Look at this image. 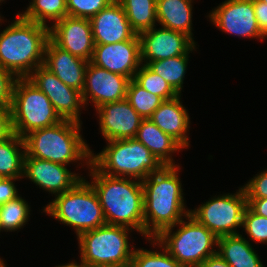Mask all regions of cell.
<instances>
[{
  "label": "cell",
  "instance_id": "cell-1",
  "mask_svg": "<svg viewBox=\"0 0 267 267\" xmlns=\"http://www.w3.org/2000/svg\"><path fill=\"white\" fill-rule=\"evenodd\" d=\"M179 165L164 166L142 181L144 193V237L154 239L163 230L187 217Z\"/></svg>",
  "mask_w": 267,
  "mask_h": 267
},
{
  "label": "cell",
  "instance_id": "cell-2",
  "mask_svg": "<svg viewBox=\"0 0 267 267\" xmlns=\"http://www.w3.org/2000/svg\"><path fill=\"white\" fill-rule=\"evenodd\" d=\"M89 167L90 184L98 195L106 224L135 229L144 236L142 181L105 175L92 163Z\"/></svg>",
  "mask_w": 267,
  "mask_h": 267
},
{
  "label": "cell",
  "instance_id": "cell-3",
  "mask_svg": "<svg viewBox=\"0 0 267 267\" xmlns=\"http://www.w3.org/2000/svg\"><path fill=\"white\" fill-rule=\"evenodd\" d=\"M49 39L50 27L17 14V19L0 33V67L16 78H27L43 65Z\"/></svg>",
  "mask_w": 267,
  "mask_h": 267
},
{
  "label": "cell",
  "instance_id": "cell-4",
  "mask_svg": "<svg viewBox=\"0 0 267 267\" xmlns=\"http://www.w3.org/2000/svg\"><path fill=\"white\" fill-rule=\"evenodd\" d=\"M81 129V123L62 120L53 126L31 131L23 137L25 156L62 165L85 160L89 168L92 151L82 138Z\"/></svg>",
  "mask_w": 267,
  "mask_h": 267
},
{
  "label": "cell",
  "instance_id": "cell-5",
  "mask_svg": "<svg viewBox=\"0 0 267 267\" xmlns=\"http://www.w3.org/2000/svg\"><path fill=\"white\" fill-rule=\"evenodd\" d=\"M103 151L91 155V163L103 174L143 181L164 165L135 138L109 140Z\"/></svg>",
  "mask_w": 267,
  "mask_h": 267
},
{
  "label": "cell",
  "instance_id": "cell-6",
  "mask_svg": "<svg viewBox=\"0 0 267 267\" xmlns=\"http://www.w3.org/2000/svg\"><path fill=\"white\" fill-rule=\"evenodd\" d=\"M43 211L73 227L77 237L83 232L106 225L98 195L84 178L72 189L56 195Z\"/></svg>",
  "mask_w": 267,
  "mask_h": 267
},
{
  "label": "cell",
  "instance_id": "cell-7",
  "mask_svg": "<svg viewBox=\"0 0 267 267\" xmlns=\"http://www.w3.org/2000/svg\"><path fill=\"white\" fill-rule=\"evenodd\" d=\"M130 230L106 224L81 233L77 237L81 263L86 267L130 265L134 252L128 242Z\"/></svg>",
  "mask_w": 267,
  "mask_h": 267
},
{
  "label": "cell",
  "instance_id": "cell-8",
  "mask_svg": "<svg viewBox=\"0 0 267 267\" xmlns=\"http://www.w3.org/2000/svg\"><path fill=\"white\" fill-rule=\"evenodd\" d=\"M176 226L180 227L172 233L173 227L163 230L154 239L183 267H200L210 256L217 253L218 238L191 215Z\"/></svg>",
  "mask_w": 267,
  "mask_h": 267
},
{
  "label": "cell",
  "instance_id": "cell-9",
  "mask_svg": "<svg viewBox=\"0 0 267 267\" xmlns=\"http://www.w3.org/2000/svg\"><path fill=\"white\" fill-rule=\"evenodd\" d=\"M10 111L13 133L22 138L62 121L49 98L28 78L16 79Z\"/></svg>",
  "mask_w": 267,
  "mask_h": 267
},
{
  "label": "cell",
  "instance_id": "cell-10",
  "mask_svg": "<svg viewBox=\"0 0 267 267\" xmlns=\"http://www.w3.org/2000/svg\"><path fill=\"white\" fill-rule=\"evenodd\" d=\"M237 191L233 195L228 193L214 197L198 208L190 210L189 215L217 238L240 234L236 228L242 227L247 199L242 187Z\"/></svg>",
  "mask_w": 267,
  "mask_h": 267
},
{
  "label": "cell",
  "instance_id": "cell-11",
  "mask_svg": "<svg viewBox=\"0 0 267 267\" xmlns=\"http://www.w3.org/2000/svg\"><path fill=\"white\" fill-rule=\"evenodd\" d=\"M51 101L62 120L80 122V108L84 107L81 92L67 86L43 65L37 67L28 77Z\"/></svg>",
  "mask_w": 267,
  "mask_h": 267
},
{
  "label": "cell",
  "instance_id": "cell-12",
  "mask_svg": "<svg viewBox=\"0 0 267 267\" xmlns=\"http://www.w3.org/2000/svg\"><path fill=\"white\" fill-rule=\"evenodd\" d=\"M210 21L228 34L265 39L254 12L253 0H226L209 14Z\"/></svg>",
  "mask_w": 267,
  "mask_h": 267
},
{
  "label": "cell",
  "instance_id": "cell-13",
  "mask_svg": "<svg viewBox=\"0 0 267 267\" xmlns=\"http://www.w3.org/2000/svg\"><path fill=\"white\" fill-rule=\"evenodd\" d=\"M90 62L131 80L142 65L140 39L113 44H96Z\"/></svg>",
  "mask_w": 267,
  "mask_h": 267
},
{
  "label": "cell",
  "instance_id": "cell-14",
  "mask_svg": "<svg viewBox=\"0 0 267 267\" xmlns=\"http://www.w3.org/2000/svg\"><path fill=\"white\" fill-rule=\"evenodd\" d=\"M141 42V61L148 64L187 54L196 43L183 32L156 27L139 34ZM144 62V63H143Z\"/></svg>",
  "mask_w": 267,
  "mask_h": 267
},
{
  "label": "cell",
  "instance_id": "cell-15",
  "mask_svg": "<svg viewBox=\"0 0 267 267\" xmlns=\"http://www.w3.org/2000/svg\"><path fill=\"white\" fill-rule=\"evenodd\" d=\"M129 81L128 77L100 68L89 61L81 92L84 106L88 104L89 98L95 108L126 99Z\"/></svg>",
  "mask_w": 267,
  "mask_h": 267
},
{
  "label": "cell",
  "instance_id": "cell-16",
  "mask_svg": "<svg viewBox=\"0 0 267 267\" xmlns=\"http://www.w3.org/2000/svg\"><path fill=\"white\" fill-rule=\"evenodd\" d=\"M50 39L72 55L91 61L95 44L90 19L67 15L50 27Z\"/></svg>",
  "mask_w": 267,
  "mask_h": 267
},
{
  "label": "cell",
  "instance_id": "cell-17",
  "mask_svg": "<svg viewBox=\"0 0 267 267\" xmlns=\"http://www.w3.org/2000/svg\"><path fill=\"white\" fill-rule=\"evenodd\" d=\"M102 136L109 140L135 138L143 118L124 99L96 108Z\"/></svg>",
  "mask_w": 267,
  "mask_h": 267
},
{
  "label": "cell",
  "instance_id": "cell-18",
  "mask_svg": "<svg viewBox=\"0 0 267 267\" xmlns=\"http://www.w3.org/2000/svg\"><path fill=\"white\" fill-rule=\"evenodd\" d=\"M67 165L53 163L35 157L25 156L23 177L49 193L59 195L72 189L83 177L72 173Z\"/></svg>",
  "mask_w": 267,
  "mask_h": 267
},
{
  "label": "cell",
  "instance_id": "cell-19",
  "mask_svg": "<svg viewBox=\"0 0 267 267\" xmlns=\"http://www.w3.org/2000/svg\"><path fill=\"white\" fill-rule=\"evenodd\" d=\"M94 44H113L130 39H140L132 29L126 13L118 0L90 19Z\"/></svg>",
  "mask_w": 267,
  "mask_h": 267
},
{
  "label": "cell",
  "instance_id": "cell-20",
  "mask_svg": "<svg viewBox=\"0 0 267 267\" xmlns=\"http://www.w3.org/2000/svg\"><path fill=\"white\" fill-rule=\"evenodd\" d=\"M43 66L67 86L82 92L88 61L61 49L49 39L45 48Z\"/></svg>",
  "mask_w": 267,
  "mask_h": 267
},
{
  "label": "cell",
  "instance_id": "cell-21",
  "mask_svg": "<svg viewBox=\"0 0 267 267\" xmlns=\"http://www.w3.org/2000/svg\"><path fill=\"white\" fill-rule=\"evenodd\" d=\"M181 95L164 100L153 112L150 119L166 134L172 136L184 148L189 146L187 131L190 118L186 108L180 102Z\"/></svg>",
  "mask_w": 267,
  "mask_h": 267
},
{
  "label": "cell",
  "instance_id": "cell-22",
  "mask_svg": "<svg viewBox=\"0 0 267 267\" xmlns=\"http://www.w3.org/2000/svg\"><path fill=\"white\" fill-rule=\"evenodd\" d=\"M135 139L145 145L164 166H175L172 153L184 147L164 133L150 118L143 119Z\"/></svg>",
  "mask_w": 267,
  "mask_h": 267
},
{
  "label": "cell",
  "instance_id": "cell-23",
  "mask_svg": "<svg viewBox=\"0 0 267 267\" xmlns=\"http://www.w3.org/2000/svg\"><path fill=\"white\" fill-rule=\"evenodd\" d=\"M192 0H157V22L166 29L183 32L193 38Z\"/></svg>",
  "mask_w": 267,
  "mask_h": 267
},
{
  "label": "cell",
  "instance_id": "cell-24",
  "mask_svg": "<svg viewBox=\"0 0 267 267\" xmlns=\"http://www.w3.org/2000/svg\"><path fill=\"white\" fill-rule=\"evenodd\" d=\"M249 242L241 234L221 236L217 240V253L231 267H264Z\"/></svg>",
  "mask_w": 267,
  "mask_h": 267
},
{
  "label": "cell",
  "instance_id": "cell-25",
  "mask_svg": "<svg viewBox=\"0 0 267 267\" xmlns=\"http://www.w3.org/2000/svg\"><path fill=\"white\" fill-rule=\"evenodd\" d=\"M23 150V151H22ZM24 139L13 133L0 142V176L2 178H23Z\"/></svg>",
  "mask_w": 267,
  "mask_h": 267
},
{
  "label": "cell",
  "instance_id": "cell-26",
  "mask_svg": "<svg viewBox=\"0 0 267 267\" xmlns=\"http://www.w3.org/2000/svg\"><path fill=\"white\" fill-rule=\"evenodd\" d=\"M126 13L132 29L139 35L155 27L157 0H118Z\"/></svg>",
  "mask_w": 267,
  "mask_h": 267
},
{
  "label": "cell",
  "instance_id": "cell-27",
  "mask_svg": "<svg viewBox=\"0 0 267 267\" xmlns=\"http://www.w3.org/2000/svg\"><path fill=\"white\" fill-rule=\"evenodd\" d=\"M194 46L187 54L180 55L176 57H171L163 60L152 61L147 64V66L155 73L160 75L167 83L172 87V89L181 95V90L183 87L184 76L186 74L187 64L189 54Z\"/></svg>",
  "mask_w": 267,
  "mask_h": 267
},
{
  "label": "cell",
  "instance_id": "cell-28",
  "mask_svg": "<svg viewBox=\"0 0 267 267\" xmlns=\"http://www.w3.org/2000/svg\"><path fill=\"white\" fill-rule=\"evenodd\" d=\"M24 19L48 26L46 19L56 22L67 16L66 0H32L27 10L19 13Z\"/></svg>",
  "mask_w": 267,
  "mask_h": 267
},
{
  "label": "cell",
  "instance_id": "cell-29",
  "mask_svg": "<svg viewBox=\"0 0 267 267\" xmlns=\"http://www.w3.org/2000/svg\"><path fill=\"white\" fill-rule=\"evenodd\" d=\"M30 207L28 202L18 196L0 205V232L17 231L28 222Z\"/></svg>",
  "mask_w": 267,
  "mask_h": 267
},
{
  "label": "cell",
  "instance_id": "cell-30",
  "mask_svg": "<svg viewBox=\"0 0 267 267\" xmlns=\"http://www.w3.org/2000/svg\"><path fill=\"white\" fill-rule=\"evenodd\" d=\"M126 100L143 119L150 118L164 101L160 96L144 89L134 79L129 81Z\"/></svg>",
  "mask_w": 267,
  "mask_h": 267
},
{
  "label": "cell",
  "instance_id": "cell-31",
  "mask_svg": "<svg viewBox=\"0 0 267 267\" xmlns=\"http://www.w3.org/2000/svg\"><path fill=\"white\" fill-rule=\"evenodd\" d=\"M152 245L160 246L162 251H149L147 249H135L131 259L130 267H183L173 258L155 239H148Z\"/></svg>",
  "mask_w": 267,
  "mask_h": 267
},
{
  "label": "cell",
  "instance_id": "cell-32",
  "mask_svg": "<svg viewBox=\"0 0 267 267\" xmlns=\"http://www.w3.org/2000/svg\"><path fill=\"white\" fill-rule=\"evenodd\" d=\"M140 86L163 100L178 96L164 78L153 72L146 64H142L133 78Z\"/></svg>",
  "mask_w": 267,
  "mask_h": 267
},
{
  "label": "cell",
  "instance_id": "cell-33",
  "mask_svg": "<svg viewBox=\"0 0 267 267\" xmlns=\"http://www.w3.org/2000/svg\"><path fill=\"white\" fill-rule=\"evenodd\" d=\"M242 227L253 242L267 243V218L254 213L248 206L244 212Z\"/></svg>",
  "mask_w": 267,
  "mask_h": 267
},
{
  "label": "cell",
  "instance_id": "cell-34",
  "mask_svg": "<svg viewBox=\"0 0 267 267\" xmlns=\"http://www.w3.org/2000/svg\"><path fill=\"white\" fill-rule=\"evenodd\" d=\"M114 0H66L67 15L91 19Z\"/></svg>",
  "mask_w": 267,
  "mask_h": 267
},
{
  "label": "cell",
  "instance_id": "cell-35",
  "mask_svg": "<svg viewBox=\"0 0 267 267\" xmlns=\"http://www.w3.org/2000/svg\"><path fill=\"white\" fill-rule=\"evenodd\" d=\"M256 175L242 187L246 199L267 198V170Z\"/></svg>",
  "mask_w": 267,
  "mask_h": 267
},
{
  "label": "cell",
  "instance_id": "cell-36",
  "mask_svg": "<svg viewBox=\"0 0 267 267\" xmlns=\"http://www.w3.org/2000/svg\"><path fill=\"white\" fill-rule=\"evenodd\" d=\"M16 77L0 67V107L10 108Z\"/></svg>",
  "mask_w": 267,
  "mask_h": 267
},
{
  "label": "cell",
  "instance_id": "cell-37",
  "mask_svg": "<svg viewBox=\"0 0 267 267\" xmlns=\"http://www.w3.org/2000/svg\"><path fill=\"white\" fill-rule=\"evenodd\" d=\"M18 178H2L0 180V205L19 196L14 181Z\"/></svg>",
  "mask_w": 267,
  "mask_h": 267
},
{
  "label": "cell",
  "instance_id": "cell-38",
  "mask_svg": "<svg viewBox=\"0 0 267 267\" xmlns=\"http://www.w3.org/2000/svg\"><path fill=\"white\" fill-rule=\"evenodd\" d=\"M13 134L10 108L0 107V142Z\"/></svg>",
  "mask_w": 267,
  "mask_h": 267
},
{
  "label": "cell",
  "instance_id": "cell-39",
  "mask_svg": "<svg viewBox=\"0 0 267 267\" xmlns=\"http://www.w3.org/2000/svg\"><path fill=\"white\" fill-rule=\"evenodd\" d=\"M253 5L259 28L267 36V4L253 0Z\"/></svg>",
  "mask_w": 267,
  "mask_h": 267
},
{
  "label": "cell",
  "instance_id": "cell-40",
  "mask_svg": "<svg viewBox=\"0 0 267 267\" xmlns=\"http://www.w3.org/2000/svg\"><path fill=\"white\" fill-rule=\"evenodd\" d=\"M247 206L254 213L267 218V198L247 199Z\"/></svg>",
  "mask_w": 267,
  "mask_h": 267
},
{
  "label": "cell",
  "instance_id": "cell-41",
  "mask_svg": "<svg viewBox=\"0 0 267 267\" xmlns=\"http://www.w3.org/2000/svg\"><path fill=\"white\" fill-rule=\"evenodd\" d=\"M200 267H231L218 253L208 257Z\"/></svg>",
  "mask_w": 267,
  "mask_h": 267
},
{
  "label": "cell",
  "instance_id": "cell-42",
  "mask_svg": "<svg viewBox=\"0 0 267 267\" xmlns=\"http://www.w3.org/2000/svg\"><path fill=\"white\" fill-rule=\"evenodd\" d=\"M56 267H86L85 265H83L81 262H80V264L78 263H76V261L75 262H71V263H68V264H66V265H59V266H56Z\"/></svg>",
  "mask_w": 267,
  "mask_h": 267
},
{
  "label": "cell",
  "instance_id": "cell-43",
  "mask_svg": "<svg viewBox=\"0 0 267 267\" xmlns=\"http://www.w3.org/2000/svg\"><path fill=\"white\" fill-rule=\"evenodd\" d=\"M0 267H6V265L4 264V261L2 259L0 260Z\"/></svg>",
  "mask_w": 267,
  "mask_h": 267
},
{
  "label": "cell",
  "instance_id": "cell-44",
  "mask_svg": "<svg viewBox=\"0 0 267 267\" xmlns=\"http://www.w3.org/2000/svg\"><path fill=\"white\" fill-rule=\"evenodd\" d=\"M106 267H130V265H124V266H106Z\"/></svg>",
  "mask_w": 267,
  "mask_h": 267
},
{
  "label": "cell",
  "instance_id": "cell-45",
  "mask_svg": "<svg viewBox=\"0 0 267 267\" xmlns=\"http://www.w3.org/2000/svg\"><path fill=\"white\" fill-rule=\"evenodd\" d=\"M259 1H261V2H264V3H266V4H267V0H259Z\"/></svg>",
  "mask_w": 267,
  "mask_h": 267
}]
</instances>
